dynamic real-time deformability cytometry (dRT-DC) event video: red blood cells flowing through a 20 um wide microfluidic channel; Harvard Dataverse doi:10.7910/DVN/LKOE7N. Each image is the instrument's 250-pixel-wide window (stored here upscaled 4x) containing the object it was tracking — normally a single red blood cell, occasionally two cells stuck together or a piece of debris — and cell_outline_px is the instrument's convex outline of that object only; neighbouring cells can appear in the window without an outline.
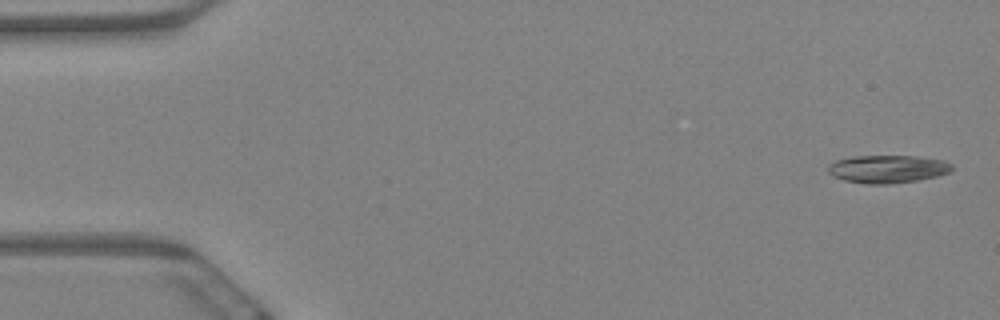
{"species": "Egyptian fruit bat (a non-hibernating species)", "species_latin": "Rousettus aegyptiacus", "temperature_condition": "warm", "stored_images_in_passage": 10, "camera_frame_rate_fps": 3000, "um_per_image_px": 0.085, "animal": {"sex": "female"}, "frame": {"image": 1, "passage_image": 1, "time_ms": 0.0, "image_size_px": [1000, 320], "cell_outline_px": [[952, 168], [948, 172], [936, 176], [916, 180], [888, 184], [868, 184], [844, 180], [832, 176], [828, 172], [828, 164], [836, 160], [852, 156], [916, 156], [944, 160], [952, 164]], "centroid_in_image_um": [75.41, 14.36], "position_along_channel_um": 9.6, "area_um2": 20.06}}
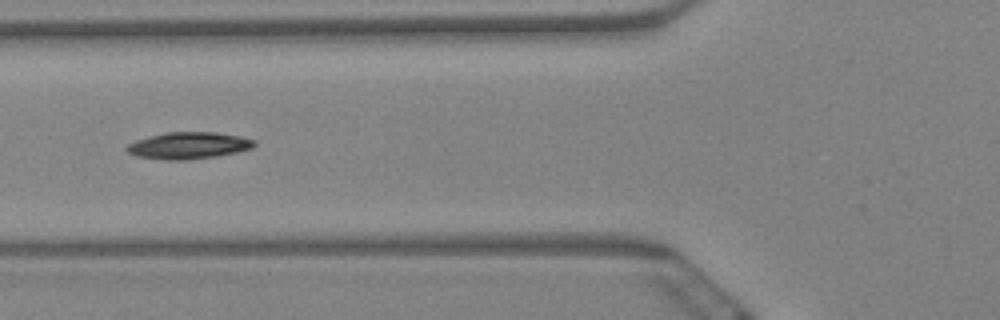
{"frame": {"image": 2, "passage_image": 6, "time_ms": 1.667, "image_size_px": [1000, 320], "cell_outline_px": [[256, 144], [252, 148], [236, 152], [216, 156], [184, 160], [168, 160], [136, 156], [128, 152], [124, 148], [128, 144], [136, 140], [148, 136], [168, 132], [216, 132], [240, 136], [256, 140]], "centroid_in_image_um": [16.02, 12.36], "position_along_channel_um": 109.8, "area_um2": 19.88}}
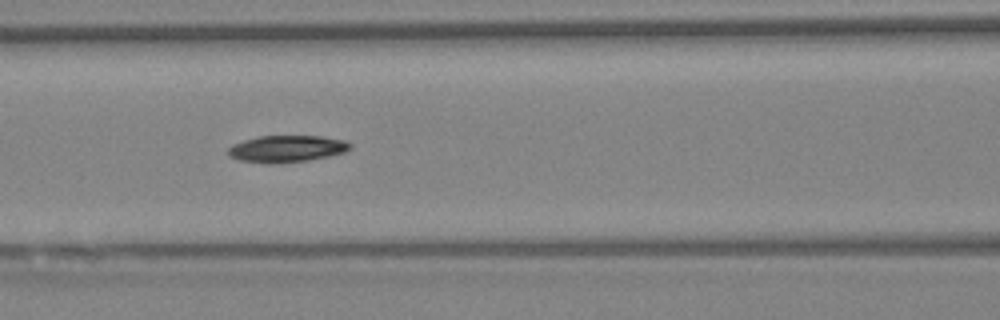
{"frame": {"image": 3, "passage_image": 7, "time_ms": 2.0, "image_size_px": [1000, 320], "cell_outline_px": [[352, 148], [344, 152], [328, 156], [308, 160], [276, 164], [268, 164], [240, 160], [228, 156], [228, 148], [232, 144], [256, 136], [324, 136], [344, 140], [352, 144]], "centroid_in_image_um": [24.36, 12.64], "position_along_channel_um": 142.2, "area_um2": 19.25}}